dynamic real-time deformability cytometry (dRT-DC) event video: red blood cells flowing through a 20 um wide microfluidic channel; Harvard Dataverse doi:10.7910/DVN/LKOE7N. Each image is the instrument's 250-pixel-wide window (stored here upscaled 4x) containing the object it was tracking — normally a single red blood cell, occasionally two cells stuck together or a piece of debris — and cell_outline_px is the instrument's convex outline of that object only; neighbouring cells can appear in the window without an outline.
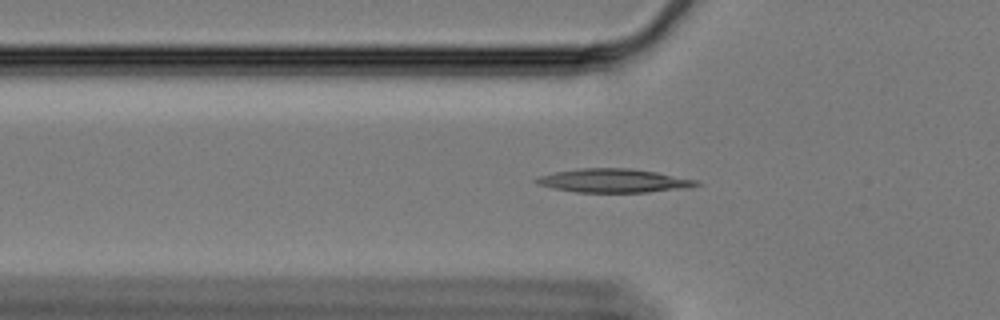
{"species": "Egyptian fruit bat (a non-hibernating species)", "species_latin": "Rousettus aegyptiacus", "temperature_condition": "cold", "stored_images_in_passage": 59, "camera_frame_rate_fps": 3000, "um_per_image_px": 0.085, "animal": {"sex": "female"}, "frame": {"image": 1, "passage_image": 19, "time_ms": 6.0, "image_size_px": [1000, 320], "cell_outline_px": [[700, 184], [688, 188], [648, 192], [576, 192], [552, 188], [540, 184], [532, 180], [540, 176], [556, 172], [580, 168], [632, 168], [656, 172], [696, 180]], "centroid_in_image_um": [52.16, 15.36], "position_along_channel_um": 73.6, "area_um2": 21.91}}
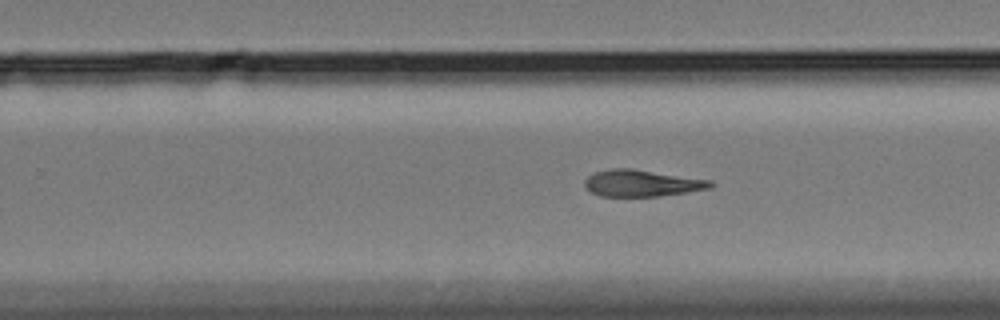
{"frame": {"image": 2, "passage_image": 37, "time_ms": 12.0, "image_size_px": [1000, 320], "cell_outline_px": [[716, 184], [712, 188], [688, 192], [660, 196], [600, 196], [592, 192], [584, 184], [584, 180], [592, 172], [612, 168], [632, 168], [712, 180]], "centroid_in_image_um": [54.59, 15.56], "position_along_channel_um": 275.2, "area_um2": 19.77}}
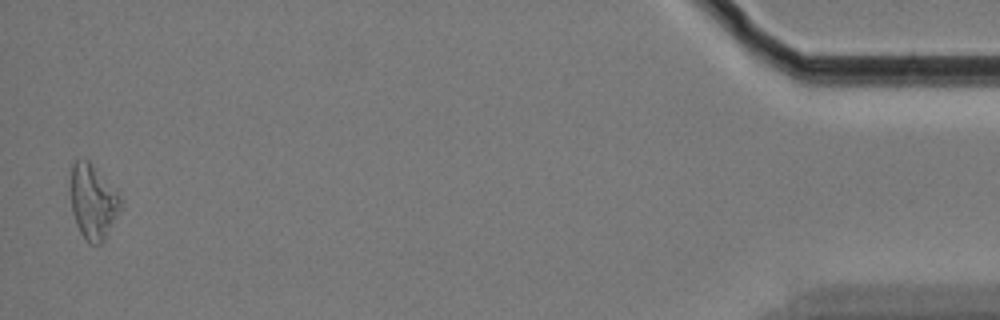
{"frame": {"image": 3, "passage_image": 58, "time_ms": 19.0, "image_size_px": [1000, 320], "cell_outline_px": [[120, 208], [104, 240], [100, 244], [88, 244], [80, 232], [76, 224], [72, 212], [68, 188], [72, 164], [76, 160], [88, 160], [92, 164], [116, 192], [120, 200]], "centroid_in_image_um": [7.82, 17.15], "position_along_channel_um": 427.4, "area_um2": 21.62}}